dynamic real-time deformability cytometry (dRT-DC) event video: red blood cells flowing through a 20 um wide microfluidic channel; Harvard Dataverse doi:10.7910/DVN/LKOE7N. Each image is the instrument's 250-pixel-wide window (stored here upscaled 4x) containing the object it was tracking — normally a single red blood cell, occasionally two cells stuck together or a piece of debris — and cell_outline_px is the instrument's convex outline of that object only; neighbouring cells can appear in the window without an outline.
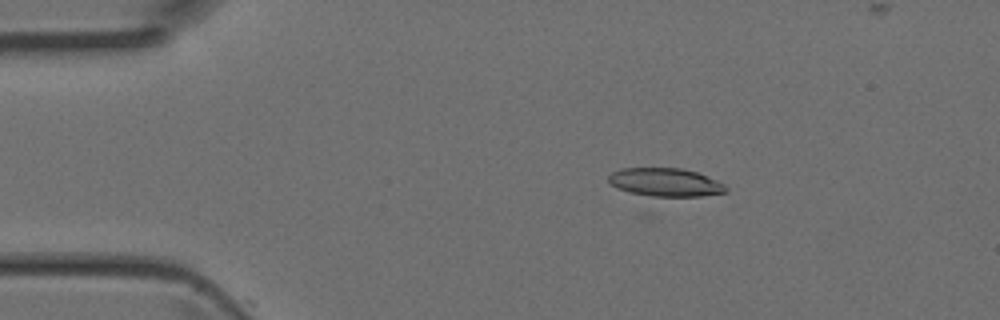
{"species": "Egyptian fruit bat (a non-hibernating species)", "species_latin": "Rousettus aegyptiacus", "temperature_condition": "room temperature", "stored_images_in_passage": 3, "camera_frame_rate_fps": 3000, "um_per_image_px": 0.085, "animal": {"sex": "female"}, "frame": {"image": 1, "passage_image": 1, "time_ms": 0.0, "image_size_px": [1000, 320], "cell_outline_px": [[728, 192], [700, 196], [644, 196], [628, 192], [616, 188], [608, 180], [608, 176], [612, 172], [620, 168], [680, 168], [696, 172], [716, 180], [724, 184], [728, 188]], "centroid_in_image_um": [56.53, 15.5], "position_along_channel_um": 28.5, "area_um2": 19.42}}
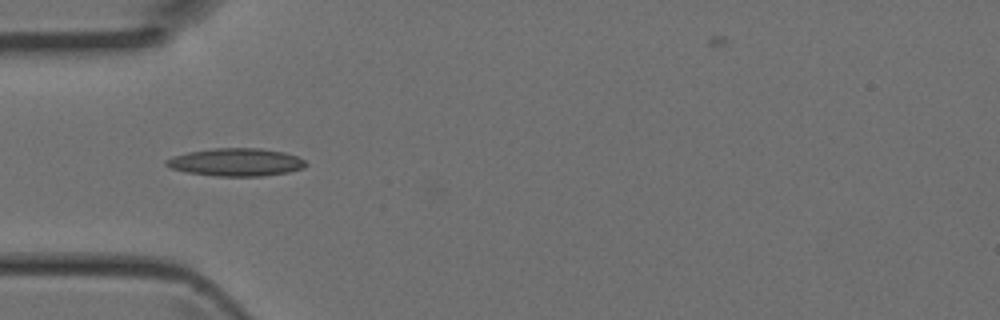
{"frame": {"image": 2, "passage_image": 3, "time_ms": 0.667, "image_size_px": [1000, 320], "cell_outline_px": [[308, 164], [304, 168], [288, 172], [260, 176], [216, 176], [184, 172], [172, 168], [164, 164], [164, 160], [172, 156], [188, 152], [212, 148], [260, 148], [284, 152], [296, 156], [304, 160]], "centroid_in_image_um": [20.04, 13.78], "position_along_channel_um": 65.0, "area_um2": 22.72}}